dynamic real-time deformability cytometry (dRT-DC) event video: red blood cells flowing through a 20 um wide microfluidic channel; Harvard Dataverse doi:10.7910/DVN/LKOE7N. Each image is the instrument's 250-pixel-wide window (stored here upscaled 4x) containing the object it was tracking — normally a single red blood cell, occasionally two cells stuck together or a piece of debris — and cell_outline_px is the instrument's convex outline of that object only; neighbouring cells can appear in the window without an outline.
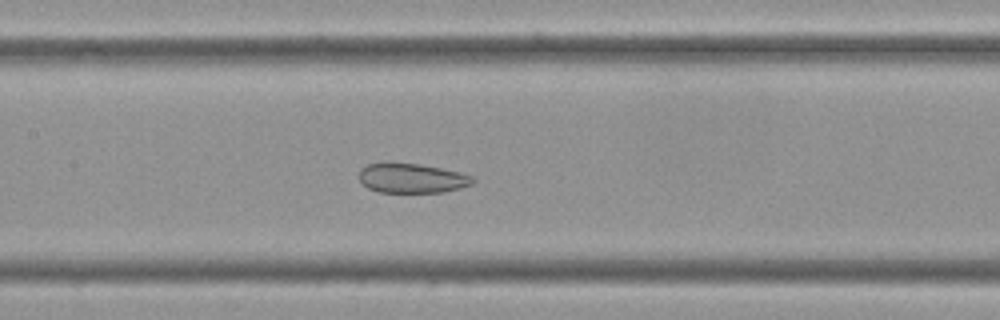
{"species": "Egyptian fruit bat (a non-hibernating species)", "species_latin": "Rousettus aegyptiacus", "temperature_condition": "cold", "stored_images_in_passage": 48, "camera_frame_rate_fps": 3000, "um_per_image_px": 0.085, "frame": {"image": 1, "passage_image": 17, "time_ms": 5.333, "image_size_px": [1000, 320], "cell_outline_px": [[476, 180], [472, 184], [460, 188], [444, 192], [380, 192], [368, 188], [360, 180], [360, 168], [368, 164], [420, 164], [460, 172], [472, 176]], "centroid_in_image_um": [35.05, 15.16], "position_along_channel_um": 172.3, "area_um2": 19.25}}
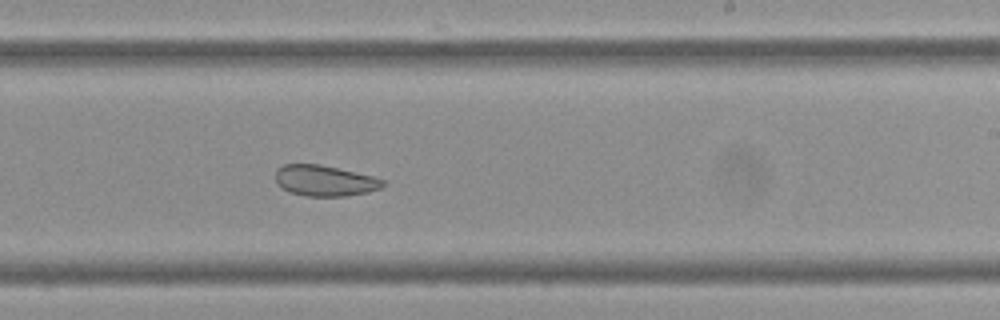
{"frame": {"image": 2, "passage_image": 25, "time_ms": 8.0, "image_size_px": [1000, 320], "cell_outline_px": [[384, 184], [380, 188], [368, 192], [344, 196], [304, 196], [292, 192], [276, 184], [276, 172], [284, 164], [320, 164], [372, 176], [384, 180]], "centroid_in_image_um": [27.6, 15.36], "position_along_channel_um": 261.4, "area_um2": 19.02}}
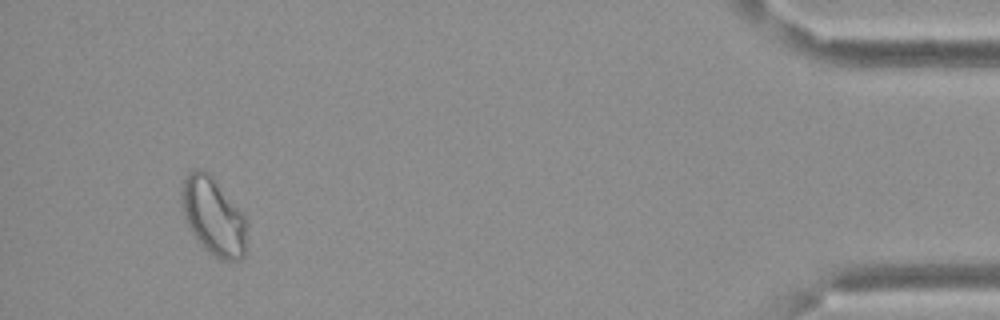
{"frame": {"image": 3, "passage_image": 45, "time_ms": 14.667, "image_size_px": [1000, 320], "cell_outline_px": [[248, 220], [244, 256], [240, 260], [220, 260], [208, 252], [188, 228], [184, 216], [180, 192], [184, 176], [188, 172], [196, 168], [200, 168], [208, 172], [212, 176], [244, 212]], "centroid_in_image_um": [18.15, 18.37], "position_along_channel_um": 417.0, "area_um2": 30.11}, "authors_computed_cell_mechanics": {"area_um2": 22.6287, "velocity_mm_per_s": 3.3467, "shape_relaxation_time_tau1_ms": null, "shape_relaxation_time_tau2_ms": 4.1169, "deformation_change_tau1": null, "deformation_change_tau2": 0.0653}}